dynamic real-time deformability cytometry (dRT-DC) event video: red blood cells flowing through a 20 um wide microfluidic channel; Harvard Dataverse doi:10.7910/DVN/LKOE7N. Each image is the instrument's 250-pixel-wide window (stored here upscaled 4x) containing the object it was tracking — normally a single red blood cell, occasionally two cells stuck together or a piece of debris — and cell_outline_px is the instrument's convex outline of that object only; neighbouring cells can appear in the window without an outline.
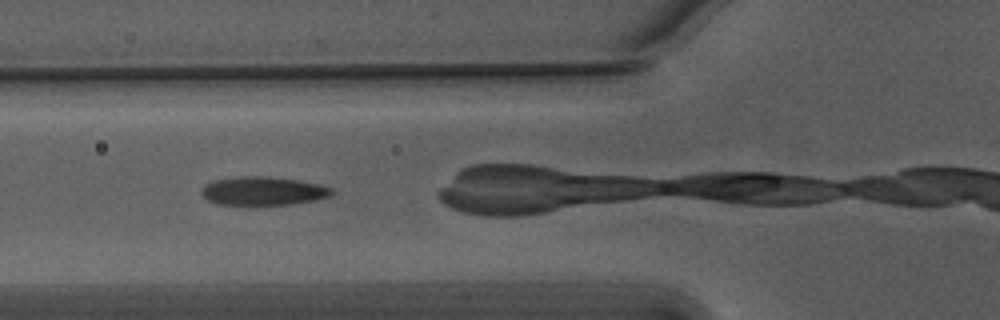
{"species": "Egyptian fruit bat (a non-hibernating species)", "species_latin": "Rousettus aegyptiacus", "temperature_condition": "warm", "stored_images_in_passage": 13, "camera_frame_rate_fps": 3000, "um_per_image_px": 0.085, "animal": {"sex": "male"}, "frame": {"image": 1, "passage_image": 3, "time_ms": 0.667, "image_size_px": [1000, 320], "cell_outline_px": [[336, 192], [328, 196], [312, 200], [292, 204], [216, 204], [208, 200], [200, 192], [204, 184], [212, 180], [244, 176], [268, 176], [300, 180], [320, 184], [332, 188]], "centroid_in_image_um": [22.36, 16.21], "position_along_channel_um": 103.4, "area_um2": 21.62}}